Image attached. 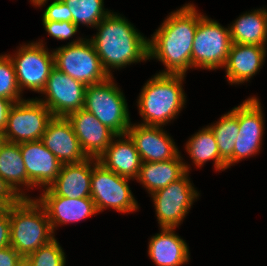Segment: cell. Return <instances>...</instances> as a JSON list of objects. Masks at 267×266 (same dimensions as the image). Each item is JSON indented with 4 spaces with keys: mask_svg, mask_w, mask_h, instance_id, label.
Listing matches in <instances>:
<instances>
[{
    "mask_svg": "<svg viewBox=\"0 0 267 266\" xmlns=\"http://www.w3.org/2000/svg\"><path fill=\"white\" fill-rule=\"evenodd\" d=\"M185 3L172 11L148 39L149 59L162 62L159 74H184L191 69L193 39L198 26V10Z\"/></svg>",
    "mask_w": 267,
    "mask_h": 266,
    "instance_id": "obj_1",
    "label": "cell"
},
{
    "mask_svg": "<svg viewBox=\"0 0 267 266\" xmlns=\"http://www.w3.org/2000/svg\"><path fill=\"white\" fill-rule=\"evenodd\" d=\"M94 28L98 31L89 39L110 77L112 70L149 60V38L123 15L112 11Z\"/></svg>",
    "mask_w": 267,
    "mask_h": 266,
    "instance_id": "obj_2",
    "label": "cell"
},
{
    "mask_svg": "<svg viewBox=\"0 0 267 266\" xmlns=\"http://www.w3.org/2000/svg\"><path fill=\"white\" fill-rule=\"evenodd\" d=\"M184 74L156 73L143 85L137 97V108L142 122L146 126H166L186 106V94L183 89Z\"/></svg>",
    "mask_w": 267,
    "mask_h": 266,
    "instance_id": "obj_3",
    "label": "cell"
},
{
    "mask_svg": "<svg viewBox=\"0 0 267 266\" xmlns=\"http://www.w3.org/2000/svg\"><path fill=\"white\" fill-rule=\"evenodd\" d=\"M10 246L27 257L55 239L47 212L36 199L21 198L9 207Z\"/></svg>",
    "mask_w": 267,
    "mask_h": 266,
    "instance_id": "obj_4",
    "label": "cell"
},
{
    "mask_svg": "<svg viewBox=\"0 0 267 266\" xmlns=\"http://www.w3.org/2000/svg\"><path fill=\"white\" fill-rule=\"evenodd\" d=\"M123 90L114 76L104 82L88 85L84 108L116 135L126 134L131 125L130 113Z\"/></svg>",
    "mask_w": 267,
    "mask_h": 266,
    "instance_id": "obj_5",
    "label": "cell"
},
{
    "mask_svg": "<svg viewBox=\"0 0 267 266\" xmlns=\"http://www.w3.org/2000/svg\"><path fill=\"white\" fill-rule=\"evenodd\" d=\"M198 12V26L193 39L191 69L224 68L232 45L229 26Z\"/></svg>",
    "mask_w": 267,
    "mask_h": 266,
    "instance_id": "obj_6",
    "label": "cell"
},
{
    "mask_svg": "<svg viewBox=\"0 0 267 266\" xmlns=\"http://www.w3.org/2000/svg\"><path fill=\"white\" fill-rule=\"evenodd\" d=\"M52 51L54 66L86 86L104 82L110 77L89 38L76 37Z\"/></svg>",
    "mask_w": 267,
    "mask_h": 266,
    "instance_id": "obj_7",
    "label": "cell"
},
{
    "mask_svg": "<svg viewBox=\"0 0 267 266\" xmlns=\"http://www.w3.org/2000/svg\"><path fill=\"white\" fill-rule=\"evenodd\" d=\"M128 177L106 169L92 158L91 196L98 213L109 208L119 213L139 211V204L130 190Z\"/></svg>",
    "mask_w": 267,
    "mask_h": 266,
    "instance_id": "obj_8",
    "label": "cell"
},
{
    "mask_svg": "<svg viewBox=\"0 0 267 266\" xmlns=\"http://www.w3.org/2000/svg\"><path fill=\"white\" fill-rule=\"evenodd\" d=\"M13 63L17 83L23 94L24 90L40 93L44 90L47 79L54 66L53 51H49L43 40L24 43L16 53L9 54Z\"/></svg>",
    "mask_w": 267,
    "mask_h": 266,
    "instance_id": "obj_9",
    "label": "cell"
},
{
    "mask_svg": "<svg viewBox=\"0 0 267 266\" xmlns=\"http://www.w3.org/2000/svg\"><path fill=\"white\" fill-rule=\"evenodd\" d=\"M189 173L150 195L159 227H179L193 203L198 200L200 194L191 182Z\"/></svg>",
    "mask_w": 267,
    "mask_h": 266,
    "instance_id": "obj_10",
    "label": "cell"
},
{
    "mask_svg": "<svg viewBox=\"0 0 267 266\" xmlns=\"http://www.w3.org/2000/svg\"><path fill=\"white\" fill-rule=\"evenodd\" d=\"M52 118L51 111L37 98L16 102L8 115L6 140L12 143L41 140Z\"/></svg>",
    "mask_w": 267,
    "mask_h": 266,
    "instance_id": "obj_11",
    "label": "cell"
},
{
    "mask_svg": "<svg viewBox=\"0 0 267 266\" xmlns=\"http://www.w3.org/2000/svg\"><path fill=\"white\" fill-rule=\"evenodd\" d=\"M264 113L258 97L249 96L238 106L239 133L233 151V166L260 153L264 136Z\"/></svg>",
    "mask_w": 267,
    "mask_h": 266,
    "instance_id": "obj_12",
    "label": "cell"
},
{
    "mask_svg": "<svg viewBox=\"0 0 267 266\" xmlns=\"http://www.w3.org/2000/svg\"><path fill=\"white\" fill-rule=\"evenodd\" d=\"M86 85L54 67L41 94L37 98L53 117H67L70 113L84 108ZM45 98V99H44Z\"/></svg>",
    "mask_w": 267,
    "mask_h": 266,
    "instance_id": "obj_13",
    "label": "cell"
},
{
    "mask_svg": "<svg viewBox=\"0 0 267 266\" xmlns=\"http://www.w3.org/2000/svg\"><path fill=\"white\" fill-rule=\"evenodd\" d=\"M126 134L133 141L142 162H160L175 158L180 152L163 126L132 123Z\"/></svg>",
    "mask_w": 267,
    "mask_h": 266,
    "instance_id": "obj_14",
    "label": "cell"
},
{
    "mask_svg": "<svg viewBox=\"0 0 267 266\" xmlns=\"http://www.w3.org/2000/svg\"><path fill=\"white\" fill-rule=\"evenodd\" d=\"M28 176V188H48L60 173L62 163L41 140L19 143Z\"/></svg>",
    "mask_w": 267,
    "mask_h": 266,
    "instance_id": "obj_15",
    "label": "cell"
},
{
    "mask_svg": "<svg viewBox=\"0 0 267 266\" xmlns=\"http://www.w3.org/2000/svg\"><path fill=\"white\" fill-rule=\"evenodd\" d=\"M67 119L71 122L80 147L87 158L98 159L116 136L112 130L85 109L70 113Z\"/></svg>",
    "mask_w": 267,
    "mask_h": 266,
    "instance_id": "obj_16",
    "label": "cell"
},
{
    "mask_svg": "<svg viewBox=\"0 0 267 266\" xmlns=\"http://www.w3.org/2000/svg\"><path fill=\"white\" fill-rule=\"evenodd\" d=\"M41 141L62 164L79 163L87 158L67 117H53Z\"/></svg>",
    "mask_w": 267,
    "mask_h": 266,
    "instance_id": "obj_17",
    "label": "cell"
},
{
    "mask_svg": "<svg viewBox=\"0 0 267 266\" xmlns=\"http://www.w3.org/2000/svg\"><path fill=\"white\" fill-rule=\"evenodd\" d=\"M92 158L79 163L62 164L55 181L40 196H63L67 198H90Z\"/></svg>",
    "mask_w": 267,
    "mask_h": 266,
    "instance_id": "obj_18",
    "label": "cell"
},
{
    "mask_svg": "<svg viewBox=\"0 0 267 266\" xmlns=\"http://www.w3.org/2000/svg\"><path fill=\"white\" fill-rule=\"evenodd\" d=\"M267 46L232 43L224 66L225 76L230 85L250 82L263 67Z\"/></svg>",
    "mask_w": 267,
    "mask_h": 266,
    "instance_id": "obj_19",
    "label": "cell"
},
{
    "mask_svg": "<svg viewBox=\"0 0 267 266\" xmlns=\"http://www.w3.org/2000/svg\"><path fill=\"white\" fill-rule=\"evenodd\" d=\"M36 199L45 208L54 233L61 225L77 223L98 214L96 205L91 198L39 196Z\"/></svg>",
    "mask_w": 267,
    "mask_h": 266,
    "instance_id": "obj_20",
    "label": "cell"
},
{
    "mask_svg": "<svg viewBox=\"0 0 267 266\" xmlns=\"http://www.w3.org/2000/svg\"><path fill=\"white\" fill-rule=\"evenodd\" d=\"M175 229L160 227V232L149 239L147 253L155 265L182 266L189 262V246Z\"/></svg>",
    "mask_w": 267,
    "mask_h": 266,
    "instance_id": "obj_21",
    "label": "cell"
},
{
    "mask_svg": "<svg viewBox=\"0 0 267 266\" xmlns=\"http://www.w3.org/2000/svg\"><path fill=\"white\" fill-rule=\"evenodd\" d=\"M106 169L135 180L142 165L141 157L127 134L116 135L98 158Z\"/></svg>",
    "mask_w": 267,
    "mask_h": 266,
    "instance_id": "obj_22",
    "label": "cell"
},
{
    "mask_svg": "<svg viewBox=\"0 0 267 266\" xmlns=\"http://www.w3.org/2000/svg\"><path fill=\"white\" fill-rule=\"evenodd\" d=\"M181 152L173 159L160 162H142L137 183L142 185L149 195L167 187L171 182L190 172V164L183 161Z\"/></svg>",
    "mask_w": 267,
    "mask_h": 266,
    "instance_id": "obj_23",
    "label": "cell"
},
{
    "mask_svg": "<svg viewBox=\"0 0 267 266\" xmlns=\"http://www.w3.org/2000/svg\"><path fill=\"white\" fill-rule=\"evenodd\" d=\"M229 28L232 43L267 46V8L241 14Z\"/></svg>",
    "mask_w": 267,
    "mask_h": 266,
    "instance_id": "obj_24",
    "label": "cell"
},
{
    "mask_svg": "<svg viewBox=\"0 0 267 266\" xmlns=\"http://www.w3.org/2000/svg\"><path fill=\"white\" fill-rule=\"evenodd\" d=\"M0 176L20 197L30 198L24 191L29 190L28 176L19 143L7 141L0 149Z\"/></svg>",
    "mask_w": 267,
    "mask_h": 266,
    "instance_id": "obj_25",
    "label": "cell"
},
{
    "mask_svg": "<svg viewBox=\"0 0 267 266\" xmlns=\"http://www.w3.org/2000/svg\"><path fill=\"white\" fill-rule=\"evenodd\" d=\"M185 150L197 168L204 167L206 162L212 160L216 171L220 172L227 169V163L220 156L215 136L208 125L195 132L188 139Z\"/></svg>",
    "mask_w": 267,
    "mask_h": 266,
    "instance_id": "obj_26",
    "label": "cell"
},
{
    "mask_svg": "<svg viewBox=\"0 0 267 266\" xmlns=\"http://www.w3.org/2000/svg\"><path fill=\"white\" fill-rule=\"evenodd\" d=\"M216 139L220 156L226 161L227 169L233 166V151L239 133L238 106L221 115L216 123L208 125Z\"/></svg>",
    "mask_w": 267,
    "mask_h": 266,
    "instance_id": "obj_27",
    "label": "cell"
},
{
    "mask_svg": "<svg viewBox=\"0 0 267 266\" xmlns=\"http://www.w3.org/2000/svg\"><path fill=\"white\" fill-rule=\"evenodd\" d=\"M72 14V23L78 27L93 28L112 10L104 8V0H63Z\"/></svg>",
    "mask_w": 267,
    "mask_h": 266,
    "instance_id": "obj_28",
    "label": "cell"
},
{
    "mask_svg": "<svg viewBox=\"0 0 267 266\" xmlns=\"http://www.w3.org/2000/svg\"><path fill=\"white\" fill-rule=\"evenodd\" d=\"M17 83L16 73L9 54L0 55V97L14 103L24 100Z\"/></svg>",
    "mask_w": 267,
    "mask_h": 266,
    "instance_id": "obj_29",
    "label": "cell"
},
{
    "mask_svg": "<svg viewBox=\"0 0 267 266\" xmlns=\"http://www.w3.org/2000/svg\"><path fill=\"white\" fill-rule=\"evenodd\" d=\"M65 255L62 246L55 238L50 243L29 254L26 258L32 266H66Z\"/></svg>",
    "mask_w": 267,
    "mask_h": 266,
    "instance_id": "obj_30",
    "label": "cell"
},
{
    "mask_svg": "<svg viewBox=\"0 0 267 266\" xmlns=\"http://www.w3.org/2000/svg\"><path fill=\"white\" fill-rule=\"evenodd\" d=\"M49 0H33L35 7H43ZM42 21L72 22V14L63 0H53L45 7Z\"/></svg>",
    "mask_w": 267,
    "mask_h": 266,
    "instance_id": "obj_31",
    "label": "cell"
},
{
    "mask_svg": "<svg viewBox=\"0 0 267 266\" xmlns=\"http://www.w3.org/2000/svg\"><path fill=\"white\" fill-rule=\"evenodd\" d=\"M43 27L49 36L54 39L70 41L79 31V27L72 22L42 21Z\"/></svg>",
    "mask_w": 267,
    "mask_h": 266,
    "instance_id": "obj_32",
    "label": "cell"
},
{
    "mask_svg": "<svg viewBox=\"0 0 267 266\" xmlns=\"http://www.w3.org/2000/svg\"><path fill=\"white\" fill-rule=\"evenodd\" d=\"M22 258L12 246L0 249V266H17Z\"/></svg>",
    "mask_w": 267,
    "mask_h": 266,
    "instance_id": "obj_33",
    "label": "cell"
},
{
    "mask_svg": "<svg viewBox=\"0 0 267 266\" xmlns=\"http://www.w3.org/2000/svg\"><path fill=\"white\" fill-rule=\"evenodd\" d=\"M10 216L9 209L3 215H0V249L10 246Z\"/></svg>",
    "mask_w": 267,
    "mask_h": 266,
    "instance_id": "obj_34",
    "label": "cell"
},
{
    "mask_svg": "<svg viewBox=\"0 0 267 266\" xmlns=\"http://www.w3.org/2000/svg\"><path fill=\"white\" fill-rule=\"evenodd\" d=\"M14 105L12 100L0 97V130L5 131L8 123V115Z\"/></svg>",
    "mask_w": 267,
    "mask_h": 266,
    "instance_id": "obj_35",
    "label": "cell"
},
{
    "mask_svg": "<svg viewBox=\"0 0 267 266\" xmlns=\"http://www.w3.org/2000/svg\"><path fill=\"white\" fill-rule=\"evenodd\" d=\"M0 197H20L1 176Z\"/></svg>",
    "mask_w": 267,
    "mask_h": 266,
    "instance_id": "obj_36",
    "label": "cell"
},
{
    "mask_svg": "<svg viewBox=\"0 0 267 266\" xmlns=\"http://www.w3.org/2000/svg\"><path fill=\"white\" fill-rule=\"evenodd\" d=\"M22 197H0V215L6 213L12 204L17 203Z\"/></svg>",
    "mask_w": 267,
    "mask_h": 266,
    "instance_id": "obj_37",
    "label": "cell"
},
{
    "mask_svg": "<svg viewBox=\"0 0 267 266\" xmlns=\"http://www.w3.org/2000/svg\"><path fill=\"white\" fill-rule=\"evenodd\" d=\"M6 142H7L6 136L4 132L0 130V149L4 146Z\"/></svg>",
    "mask_w": 267,
    "mask_h": 266,
    "instance_id": "obj_38",
    "label": "cell"
},
{
    "mask_svg": "<svg viewBox=\"0 0 267 266\" xmlns=\"http://www.w3.org/2000/svg\"><path fill=\"white\" fill-rule=\"evenodd\" d=\"M17 266H32L27 258L23 257Z\"/></svg>",
    "mask_w": 267,
    "mask_h": 266,
    "instance_id": "obj_39",
    "label": "cell"
}]
</instances>
